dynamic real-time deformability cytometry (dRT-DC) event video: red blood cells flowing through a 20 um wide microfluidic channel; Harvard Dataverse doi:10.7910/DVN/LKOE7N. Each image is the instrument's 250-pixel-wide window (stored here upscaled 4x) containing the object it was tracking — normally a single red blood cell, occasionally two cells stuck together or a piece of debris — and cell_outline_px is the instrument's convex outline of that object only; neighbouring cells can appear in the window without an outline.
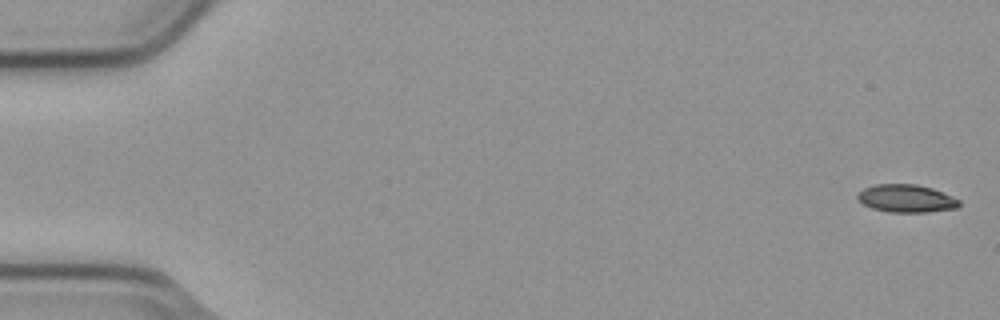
{"species": "common noctule bat (a hibernating species)", "species_latin": "Nyctalus noctula", "temperature_condition": "cold", "stored_images_in_passage": 8, "camera_frame_rate_fps": 3000, "um_per_image_px": 0.085, "animal": {"sex": "male", "body_mass_g": 23.1, "forearm_length_mm": 52.7}, "frame": {"image": 1, "passage_image": 1, "time_ms": 0.0, "image_size_px": [1000, 320], "cell_outline_px": [[960, 204], [956, 208], [928, 212], [888, 212], [872, 208], [864, 204], [856, 196], [864, 188], [876, 184], [916, 184], [932, 188], [952, 196], [960, 200]], "centroid_in_image_um": [77.05, 16.87], "position_along_channel_um": 7.9, "area_um2": 16.36}}
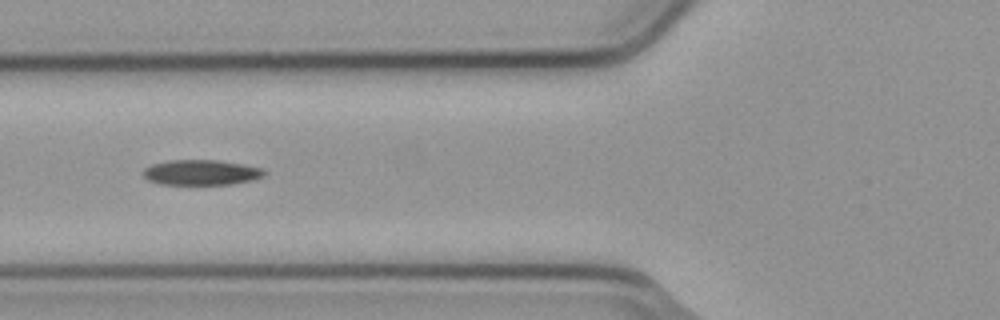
{"frame": {"image": 2, "passage_image": 6, "time_ms": 1.667, "image_size_px": [1000, 320], "cell_outline_px": [[268, 172], [264, 176], [252, 180], [232, 184], [160, 184], [148, 180], [144, 176], [144, 168], [152, 164], [168, 160], [216, 160], [244, 164], [264, 168]], "centroid_in_image_um": [17.15, 14.65], "position_along_channel_um": 108.7, "area_um2": 17.92}}
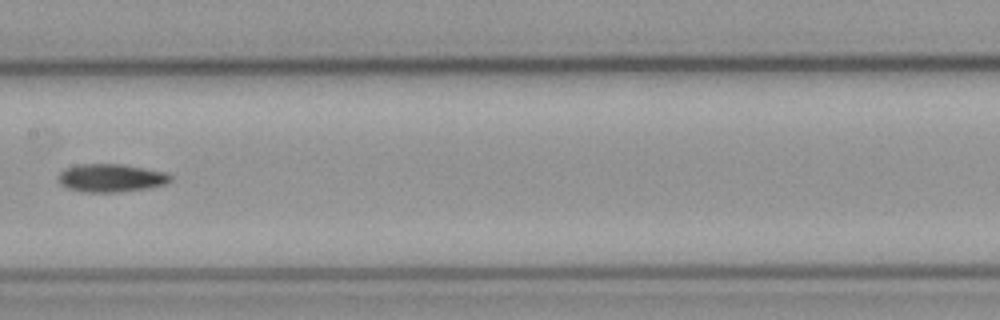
{"frame": {"image": 3, "passage_image": 8, "time_ms": 2.333, "image_size_px": [1000, 320], "cell_outline_px": [[172, 180], [164, 184], [148, 188], [116, 192], [80, 192], [68, 188], [60, 184], [60, 172], [64, 168], [80, 164], [120, 164], [164, 172], [172, 176]], "centroid_in_image_um": [9.41, 15.13], "position_along_channel_um": 198.0, "area_um2": 18.15}}